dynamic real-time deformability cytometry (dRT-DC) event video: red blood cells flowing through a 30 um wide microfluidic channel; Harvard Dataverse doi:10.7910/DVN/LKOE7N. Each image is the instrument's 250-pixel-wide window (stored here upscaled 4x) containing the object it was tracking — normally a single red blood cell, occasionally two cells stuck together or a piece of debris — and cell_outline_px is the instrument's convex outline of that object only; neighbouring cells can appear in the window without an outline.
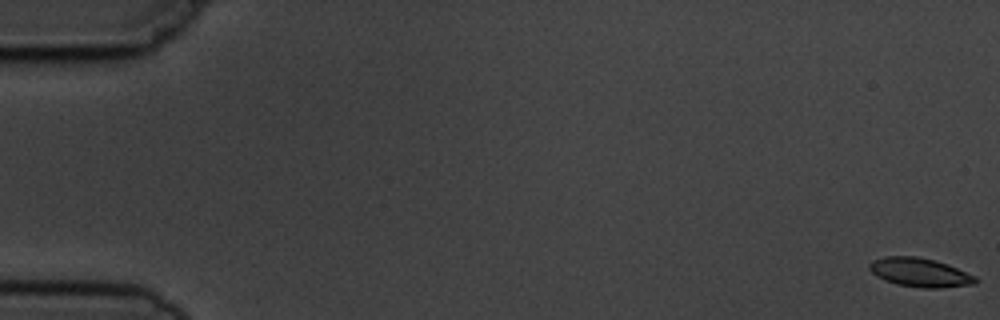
{"species": "common noctule bat (a hibernating species)", "species_latin": "Nyctalus noctula", "temperature_condition": "cold", "stored_images_in_passage": 5, "camera_frame_rate_fps": 3000, "um_per_image_px": 0.085, "animal": {"sex": "male", "body_mass_g": 19.5, "forearm_length_mm": 54.6}, "frame": {"image": 1, "passage_image": 1, "time_ms": 0.0, "image_size_px": [1000, 320], "cell_outline_px": [[980, 280], [976, 284], [940, 288], [924, 288], [896, 284], [884, 280], [876, 276], [868, 268], [868, 264], [872, 260], [884, 256], [916, 256], [936, 260], [948, 264], [976, 276]], "centroid_in_image_um": [78.2, 23.15], "position_along_channel_um": 6.8, "area_um2": 18.15}}
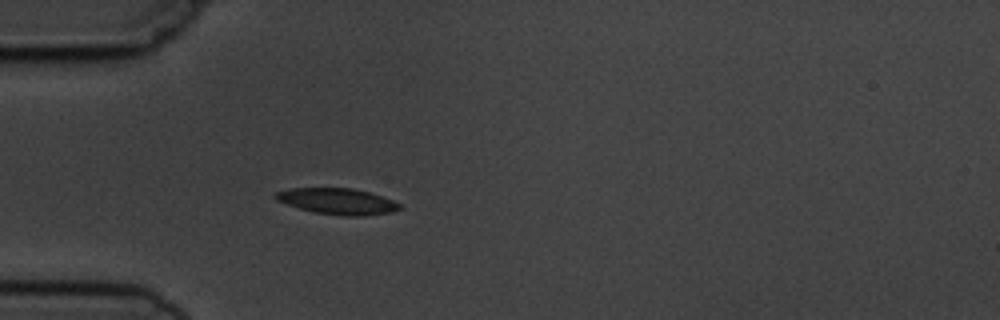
{"frame": {"image": 2, "passage_image": 5, "time_ms": 5.333, "image_size_px": [1000, 320], "cell_outline_px": [[400, 208], [392, 212], [360, 216], [344, 216], [316, 212], [300, 208], [276, 200], [272, 196], [276, 192], [288, 188], [352, 188], [368, 192], [392, 200], [400, 204]], "centroid_in_image_um": [28.65, 17.1], "position_along_channel_um": 56.4, "area_um2": 18.61}}